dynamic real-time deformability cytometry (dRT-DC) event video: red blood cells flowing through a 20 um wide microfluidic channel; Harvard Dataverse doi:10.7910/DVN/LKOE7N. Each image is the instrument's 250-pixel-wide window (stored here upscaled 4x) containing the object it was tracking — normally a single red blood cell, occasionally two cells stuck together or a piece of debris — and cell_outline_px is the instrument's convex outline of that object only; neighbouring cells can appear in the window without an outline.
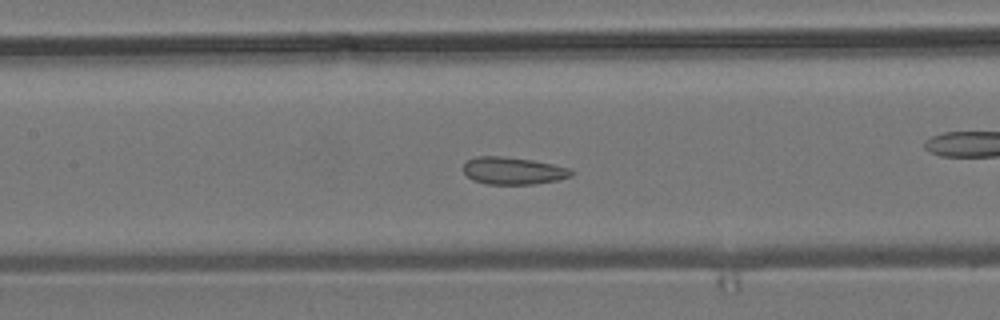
{"species": "common noctule bat (a hibernating species)", "species_latin": "Nyctalus noctula", "temperature_condition": "room temperature", "stored_images_in_passage": 54, "camera_frame_rate_fps": 3000, "um_per_image_px": 0.085, "animal": {"sex": "male", "body_mass_g": 19.2, "forearm_length_mm": 51.8}, "frame": {"image": 1, "passage_image": 24, "time_ms": 7.667, "image_size_px": [1000, 320], "cell_outline_px": [[576, 172], [572, 176], [556, 180], [532, 184], [484, 184], [472, 180], [464, 172], [464, 164], [468, 160], [476, 156], [504, 156], [532, 160], [572, 168]], "centroid_in_image_um": [43.64, 14.51], "position_along_channel_um": 163.8, "area_um2": 17.28}, "authors_computed_cell_mechanics": {"area_um2": 18.0625, "velocity_mm_per_s": 3.7965, "shape_relaxation_time_tau1_ms": null, "shape_relaxation_time_tau2_ms": 1.0, "deformation_change_tau1": null, "deformation_change_tau2": 0.0718}}